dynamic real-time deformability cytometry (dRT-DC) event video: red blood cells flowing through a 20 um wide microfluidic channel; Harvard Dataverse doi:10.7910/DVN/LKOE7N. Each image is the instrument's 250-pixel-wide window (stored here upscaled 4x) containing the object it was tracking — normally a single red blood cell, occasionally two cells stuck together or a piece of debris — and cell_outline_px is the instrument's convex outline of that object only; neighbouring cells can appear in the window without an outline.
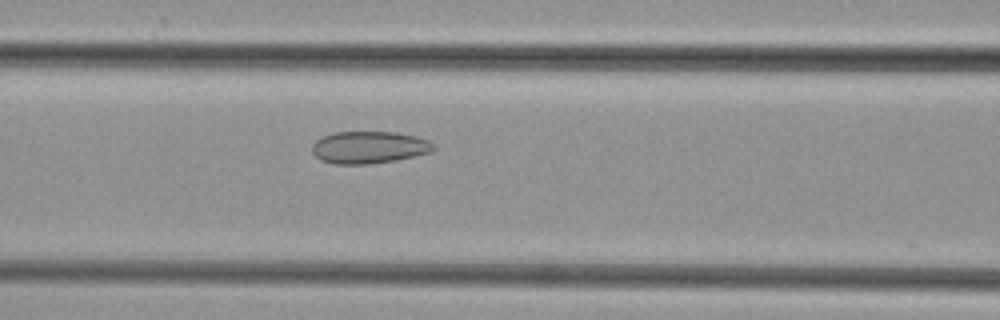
{"species": "common noctule bat (a hibernating species)", "species_latin": "Nyctalus noctula", "temperature_condition": "cold", "stored_images_in_passage": 47, "camera_frame_rate_fps": 3000, "um_per_image_px": 0.085, "animal": {"sex": "female", "body_mass_g": 29.2, "forearm_length_mm": 56.3}, "frame": {"image": 1, "passage_image": 19, "time_ms": 6.0, "image_size_px": [1000, 320], "cell_outline_px": [[436, 148], [428, 152], [396, 160], [368, 164], [332, 164], [320, 160], [312, 152], [312, 144], [316, 140], [324, 136], [336, 132], [396, 132], [416, 136], [428, 140], [436, 144]], "centroid_in_image_um": [31.35, 12.52], "position_along_channel_um": 135.2, "area_um2": 22.77}}
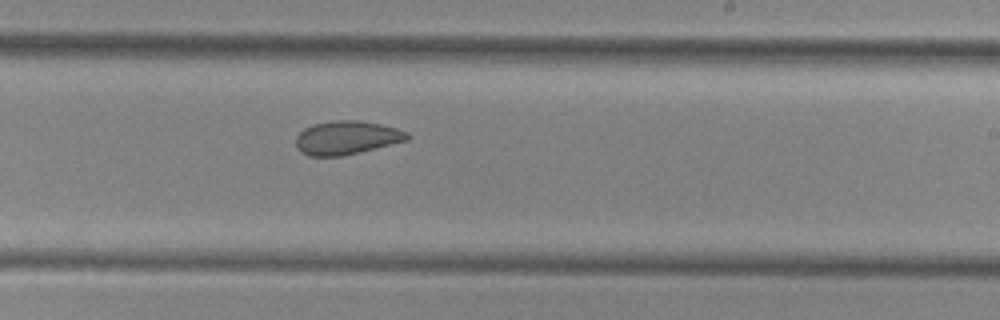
{"frame": {"image": 2, "passage_image": 28, "time_ms": 9.0, "image_size_px": [1000, 320], "cell_outline_px": [[412, 136], [408, 140], [340, 156], [308, 156], [300, 152], [296, 148], [296, 136], [304, 128], [312, 124], [332, 120], [360, 120], [380, 124], [396, 128], [408, 132]], "centroid_in_image_um": [29.44, 11.69], "position_along_channel_um": 259.6, "area_um2": 21.85}}
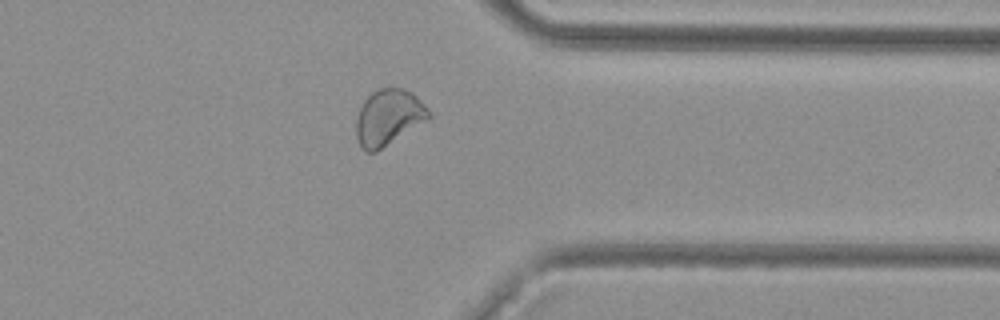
{"frame": {"image": 3, "passage_image": 37, "time_ms": 12.0, "image_size_px": [1000, 320], "cell_outline_px": [[432, 116], [428, 120], [376, 152], [368, 152], [360, 144], [356, 136], [356, 120], [360, 108], [364, 100], [372, 92], [380, 88], [404, 88], [412, 92], [428, 108]], "centroid_in_image_um": [33.04, 9.97], "position_along_channel_um": 378.4, "area_um2": 23.58}}